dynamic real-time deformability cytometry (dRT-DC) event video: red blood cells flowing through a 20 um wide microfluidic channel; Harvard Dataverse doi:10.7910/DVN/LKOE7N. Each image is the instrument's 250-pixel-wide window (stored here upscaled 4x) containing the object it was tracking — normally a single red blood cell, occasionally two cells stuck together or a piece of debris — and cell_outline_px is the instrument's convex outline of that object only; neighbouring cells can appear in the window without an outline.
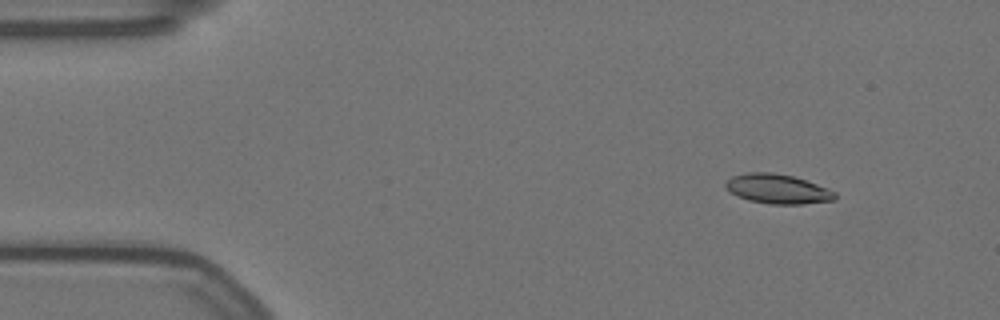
{"species": "Egyptian fruit bat (a non-hibernating species)", "species_latin": "Rousettus aegyptiacus", "temperature_condition": "warm", "stored_images_in_passage": 52, "camera_frame_rate_fps": 3000, "um_per_image_px": 0.085, "animal": {"sex": "female"}, "frame": {"image": 1, "passage_image": 1, "time_ms": 0.0, "image_size_px": [1000, 320], "cell_outline_px": [[836, 200], [800, 204], [768, 204], [748, 200], [736, 196], [724, 188], [724, 184], [732, 176], [748, 172], [772, 172], [792, 176], [828, 188], [836, 192]], "centroid_in_image_um": [66.07, 16.06], "position_along_channel_um": 18.9, "area_um2": 18.9}}
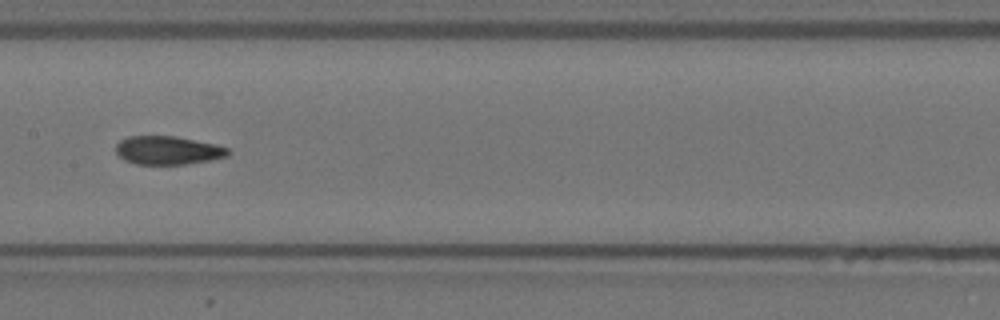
{"frame": {"image": 2, "passage_image": 23, "time_ms": 7.333, "image_size_px": [1000, 320], "cell_outline_px": [[232, 152], [228, 156], [212, 160], [184, 164], [136, 164], [124, 160], [116, 152], [116, 144], [120, 140], [128, 136], [176, 136], [216, 144], [228, 148]], "centroid_in_image_um": [14.29, 12.77], "position_along_channel_um": 193.1, "area_um2": 18.73}}
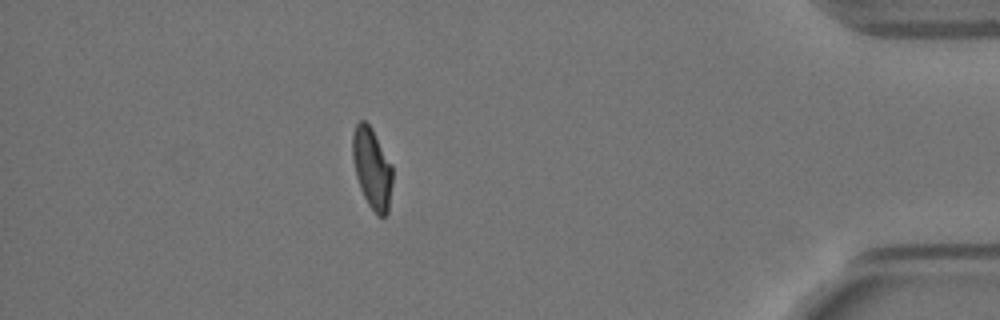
{"frame": {"image": 3, "passage_image": 45, "time_ms": 14.667, "image_size_px": [1000, 320], "cell_outline_px": [[392, 184], [388, 212], [384, 216], [376, 216], [368, 204], [360, 188], [356, 176], [352, 156], [352, 132], [356, 124], [360, 120], [364, 120], [372, 128], [392, 164]], "centroid_in_image_um": [31.62, 14.29], "position_along_channel_um": 403.6, "area_um2": 18.96}, "authors_computed_cell_mechanics": {"area_um2": 19.3052, "velocity_mm_per_s": 3.5359, "shape_relaxation_time_tau1_ms": null, "shape_relaxation_time_tau2_ms": 1.8736, "deformation_change_tau1": null, "deformation_change_tau2": 0.0793}}